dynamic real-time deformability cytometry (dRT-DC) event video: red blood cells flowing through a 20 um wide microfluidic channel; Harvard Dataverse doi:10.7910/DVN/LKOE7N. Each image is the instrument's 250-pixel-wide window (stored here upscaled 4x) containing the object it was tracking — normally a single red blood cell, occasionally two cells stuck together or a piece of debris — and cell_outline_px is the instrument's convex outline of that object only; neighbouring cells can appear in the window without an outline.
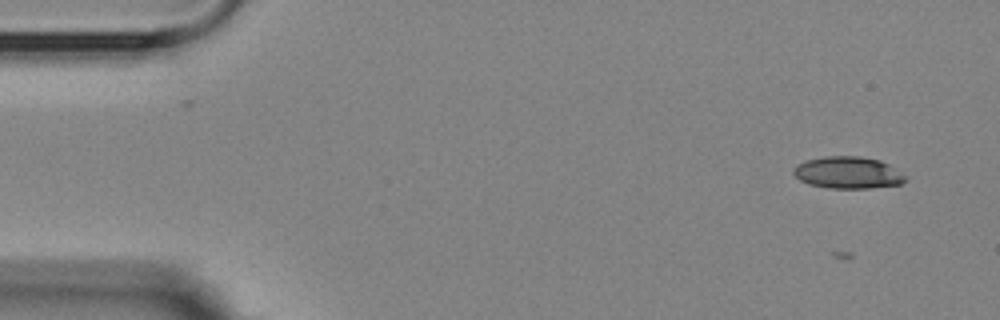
{"species": "Egyptian fruit bat (a non-hibernating species)", "species_latin": "Rousettus aegyptiacus", "temperature_condition": "room temperature", "stored_images_in_passage": 6, "camera_frame_rate_fps": 3000, "um_per_image_px": 0.085, "animal": {"sex": "female"}, "frame": {"image": 1, "passage_image": 2, "time_ms": 1.0, "image_size_px": [1000, 320], "cell_outline_px": [[908, 180], [900, 184], [868, 188], [828, 188], [808, 184], [800, 180], [792, 172], [792, 168], [796, 164], [808, 160], [824, 156], [860, 156], [880, 160], [888, 164], [908, 176]], "centroid_in_image_um": [72.08, 14.67], "position_along_channel_um": 12.9, "area_um2": 20.98}}
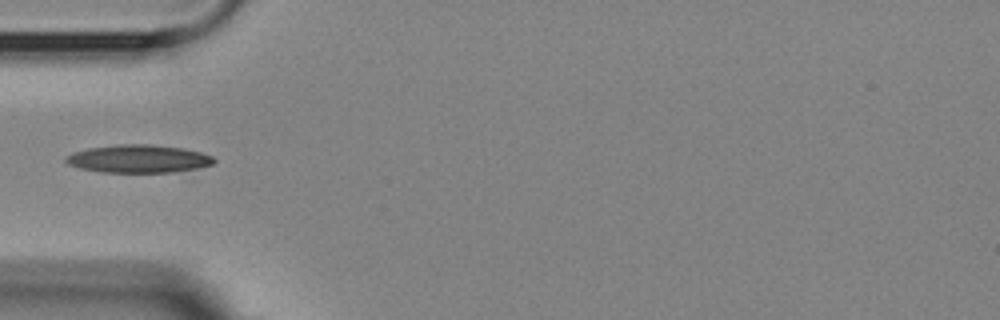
{"frame": {"image": 2, "passage_image": 6, "time_ms": 5.667, "image_size_px": [1000, 320], "cell_outline_px": [[216, 160], [212, 164], [200, 168], [172, 172], [100, 172], [80, 168], [68, 164], [64, 160], [64, 156], [72, 152], [88, 148], [116, 144], [152, 144], [184, 148], [200, 152], [212, 156]], "centroid_in_image_um": [11.75, 13.49], "position_along_channel_um": 73.3, "area_um2": 24.33}}